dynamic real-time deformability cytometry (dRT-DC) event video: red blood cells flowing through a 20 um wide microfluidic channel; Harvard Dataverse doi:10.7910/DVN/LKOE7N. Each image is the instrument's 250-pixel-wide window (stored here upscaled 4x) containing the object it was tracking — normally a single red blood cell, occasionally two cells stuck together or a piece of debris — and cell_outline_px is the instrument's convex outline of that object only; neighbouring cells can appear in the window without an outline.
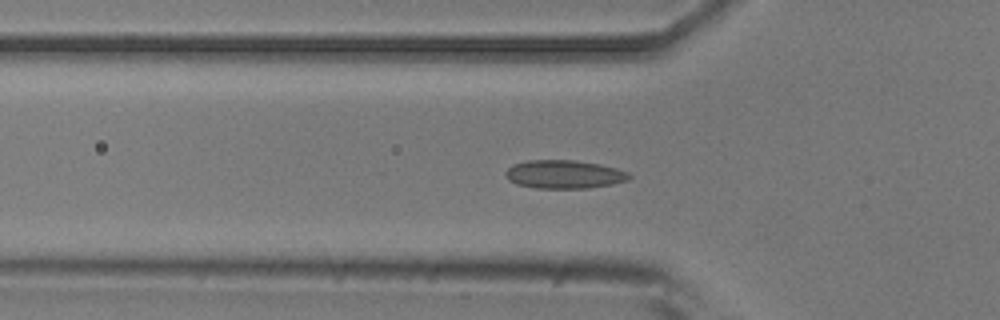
{"species": "common noctule bat (a hibernating species)", "species_latin": "Nyctalus noctula", "temperature_condition": "room temperature", "stored_images_in_passage": 36, "camera_frame_rate_fps": 3000, "um_per_image_px": 0.085, "animal": {"sex": "male", "body_mass_g": 20.5, "forearm_length_mm": 52.5}, "frame": {"image": 1, "passage_image": 16, "time_ms": 5.0, "image_size_px": [1000, 320], "cell_outline_px": [[632, 176], [628, 180], [612, 184], [588, 188], [536, 188], [516, 184], [508, 180], [504, 172], [512, 164], [528, 160], [572, 160], [600, 164], [616, 168], [628, 172]], "centroid_in_image_um": [47.94, 14.81], "position_along_channel_um": 77.9, "area_um2": 20.52}}
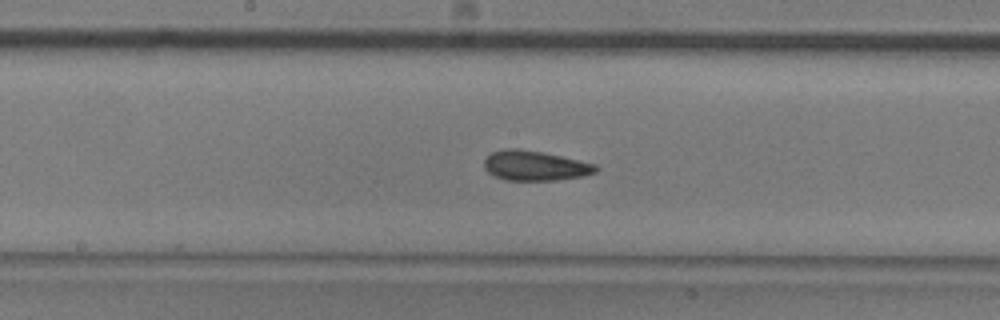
{"frame": {"image": 2, "passage_image": 26, "time_ms": 8.333, "image_size_px": [1000, 320], "cell_outline_px": [[600, 168], [596, 172], [584, 176], [556, 180], [504, 180], [492, 176], [484, 168], [484, 160], [492, 152], [508, 148], [516, 148], [544, 152], [596, 164]], "centroid_in_image_um": [45.48, 14.09], "position_along_channel_um": 202.7, "area_um2": 19.59}}
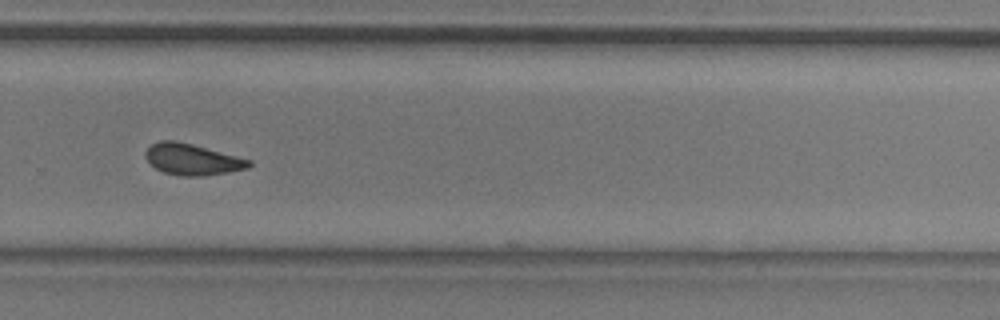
{"frame": {"image": 3, "passage_image": 35, "time_ms": 11.333, "image_size_px": [1000, 320], "cell_outline_px": [[252, 164], [248, 168], [228, 172], [200, 176], [180, 176], [164, 172], [156, 168], [148, 160], [144, 152], [152, 144], [160, 140], [176, 140], [192, 144], [252, 160]], "centroid_in_image_um": [16.35, 13.54], "position_along_channel_um": 313.4, "area_um2": 18.67}}